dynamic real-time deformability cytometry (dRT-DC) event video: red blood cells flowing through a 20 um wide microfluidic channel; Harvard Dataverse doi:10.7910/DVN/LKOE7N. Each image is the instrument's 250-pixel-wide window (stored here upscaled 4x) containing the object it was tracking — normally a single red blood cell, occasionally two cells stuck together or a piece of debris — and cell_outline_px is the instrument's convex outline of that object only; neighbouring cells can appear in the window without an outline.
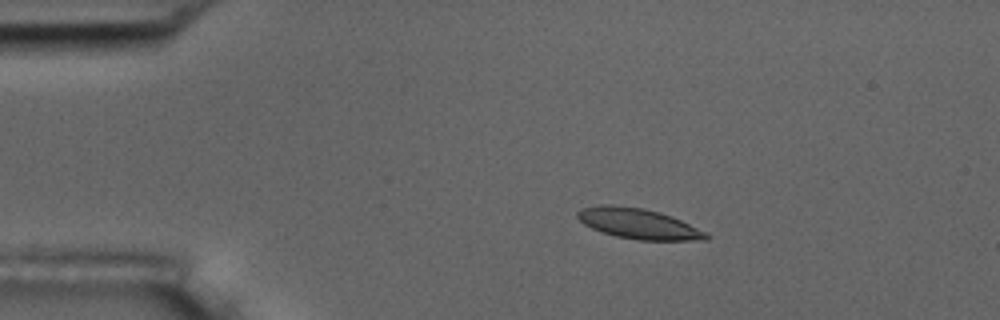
{"species": "common noctule bat (a hibernating species)", "species_latin": "Nyctalus noctula", "temperature_condition": "room temperature", "stored_images_in_passage": 3, "camera_frame_rate_fps": 3000, "um_per_image_px": 0.085, "animal": {"sex": "male", "body_mass_g": 17.5, "forearm_length_mm": 52.3}, "frame": {"image": 1, "passage_image": 2, "time_ms": 1.333, "image_size_px": [1000, 320], "cell_outline_px": [[712, 236], [708, 240], [640, 240], [616, 236], [592, 228], [584, 224], [576, 216], [576, 212], [580, 208], [600, 204], [612, 204], [644, 208], [660, 212], [672, 216], [708, 232]], "centroid_in_image_um": [54.3, 19.0], "position_along_channel_um": 30.7, "area_um2": 23.06}}